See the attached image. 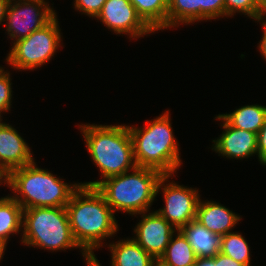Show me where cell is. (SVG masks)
Instances as JSON below:
<instances>
[{"label": "cell", "instance_id": "6da1fadb", "mask_svg": "<svg viewBox=\"0 0 266 266\" xmlns=\"http://www.w3.org/2000/svg\"><path fill=\"white\" fill-rule=\"evenodd\" d=\"M66 210L73 238L82 249L87 265L92 266L93 250L118 231L114 212L96 187L81 184L73 192Z\"/></svg>", "mask_w": 266, "mask_h": 266}, {"label": "cell", "instance_id": "7a4b0ae2", "mask_svg": "<svg viewBox=\"0 0 266 266\" xmlns=\"http://www.w3.org/2000/svg\"><path fill=\"white\" fill-rule=\"evenodd\" d=\"M163 174L157 170L136 167L132 173L109 177L105 180L80 183L96 187L105 197L113 212L118 210L130 215L148 212L156 195Z\"/></svg>", "mask_w": 266, "mask_h": 266}, {"label": "cell", "instance_id": "3957f363", "mask_svg": "<svg viewBox=\"0 0 266 266\" xmlns=\"http://www.w3.org/2000/svg\"><path fill=\"white\" fill-rule=\"evenodd\" d=\"M169 110L147 121L144 128L128 126L137 167L151 168L163 175H174L181 166L179 147L174 138Z\"/></svg>", "mask_w": 266, "mask_h": 266}, {"label": "cell", "instance_id": "277c9868", "mask_svg": "<svg viewBox=\"0 0 266 266\" xmlns=\"http://www.w3.org/2000/svg\"><path fill=\"white\" fill-rule=\"evenodd\" d=\"M87 151L103 180L137 167L128 125H79Z\"/></svg>", "mask_w": 266, "mask_h": 266}, {"label": "cell", "instance_id": "5b68a950", "mask_svg": "<svg viewBox=\"0 0 266 266\" xmlns=\"http://www.w3.org/2000/svg\"><path fill=\"white\" fill-rule=\"evenodd\" d=\"M5 184L10 187L23 209L33 207H66L73 192L80 186L67 184L48 170L36 166L33 161L13 169L6 175Z\"/></svg>", "mask_w": 266, "mask_h": 266}, {"label": "cell", "instance_id": "8992f818", "mask_svg": "<svg viewBox=\"0 0 266 266\" xmlns=\"http://www.w3.org/2000/svg\"><path fill=\"white\" fill-rule=\"evenodd\" d=\"M22 227L24 245L51 251L81 249L73 238L66 207L23 209Z\"/></svg>", "mask_w": 266, "mask_h": 266}, {"label": "cell", "instance_id": "52a82bcc", "mask_svg": "<svg viewBox=\"0 0 266 266\" xmlns=\"http://www.w3.org/2000/svg\"><path fill=\"white\" fill-rule=\"evenodd\" d=\"M61 34L57 15L28 37L16 40L6 58L14 69L34 70L50 61L60 47Z\"/></svg>", "mask_w": 266, "mask_h": 266}, {"label": "cell", "instance_id": "ba28073f", "mask_svg": "<svg viewBox=\"0 0 266 266\" xmlns=\"http://www.w3.org/2000/svg\"><path fill=\"white\" fill-rule=\"evenodd\" d=\"M171 175H163L157 186V194L163 191L165 206L156 210L175 229L180 230L190 221L196 219L199 203L198 190L169 182ZM169 182L166 184L164 182Z\"/></svg>", "mask_w": 266, "mask_h": 266}, {"label": "cell", "instance_id": "9c48e42d", "mask_svg": "<svg viewBox=\"0 0 266 266\" xmlns=\"http://www.w3.org/2000/svg\"><path fill=\"white\" fill-rule=\"evenodd\" d=\"M56 16L55 10L45 0H24L8 4L5 20L11 39L28 37Z\"/></svg>", "mask_w": 266, "mask_h": 266}, {"label": "cell", "instance_id": "30bf717a", "mask_svg": "<svg viewBox=\"0 0 266 266\" xmlns=\"http://www.w3.org/2000/svg\"><path fill=\"white\" fill-rule=\"evenodd\" d=\"M96 18L114 33H126L133 39L153 32L138 16L130 0H107Z\"/></svg>", "mask_w": 266, "mask_h": 266}, {"label": "cell", "instance_id": "8fae6325", "mask_svg": "<svg viewBox=\"0 0 266 266\" xmlns=\"http://www.w3.org/2000/svg\"><path fill=\"white\" fill-rule=\"evenodd\" d=\"M143 212L142 220L136 225L133 238L147 253L157 261L165 253L172 235L177 232L157 211Z\"/></svg>", "mask_w": 266, "mask_h": 266}, {"label": "cell", "instance_id": "7c38bea8", "mask_svg": "<svg viewBox=\"0 0 266 266\" xmlns=\"http://www.w3.org/2000/svg\"><path fill=\"white\" fill-rule=\"evenodd\" d=\"M225 16V0H168L167 28Z\"/></svg>", "mask_w": 266, "mask_h": 266}, {"label": "cell", "instance_id": "4fadbf2b", "mask_svg": "<svg viewBox=\"0 0 266 266\" xmlns=\"http://www.w3.org/2000/svg\"><path fill=\"white\" fill-rule=\"evenodd\" d=\"M215 119L223 121V132L214 142V151L228 158L243 159L257 154V134L231 126L220 114Z\"/></svg>", "mask_w": 266, "mask_h": 266}, {"label": "cell", "instance_id": "5bb4252c", "mask_svg": "<svg viewBox=\"0 0 266 266\" xmlns=\"http://www.w3.org/2000/svg\"><path fill=\"white\" fill-rule=\"evenodd\" d=\"M30 150L14 127L3 122L0 124V171L5 176L13 169L34 161Z\"/></svg>", "mask_w": 266, "mask_h": 266}, {"label": "cell", "instance_id": "9a60e30c", "mask_svg": "<svg viewBox=\"0 0 266 266\" xmlns=\"http://www.w3.org/2000/svg\"><path fill=\"white\" fill-rule=\"evenodd\" d=\"M240 219V216L219 203L199 200L196 220L213 233L226 235Z\"/></svg>", "mask_w": 266, "mask_h": 266}, {"label": "cell", "instance_id": "2e32d148", "mask_svg": "<svg viewBox=\"0 0 266 266\" xmlns=\"http://www.w3.org/2000/svg\"><path fill=\"white\" fill-rule=\"evenodd\" d=\"M111 266H157L158 261L147 253L133 238L117 241L109 245ZM92 266H101L95 256Z\"/></svg>", "mask_w": 266, "mask_h": 266}, {"label": "cell", "instance_id": "e0dca14e", "mask_svg": "<svg viewBox=\"0 0 266 266\" xmlns=\"http://www.w3.org/2000/svg\"><path fill=\"white\" fill-rule=\"evenodd\" d=\"M180 231L187 238L197 258H213L221 250V235L205 228L196 219L190 221Z\"/></svg>", "mask_w": 266, "mask_h": 266}, {"label": "cell", "instance_id": "ac0fdd59", "mask_svg": "<svg viewBox=\"0 0 266 266\" xmlns=\"http://www.w3.org/2000/svg\"><path fill=\"white\" fill-rule=\"evenodd\" d=\"M172 235L165 253L159 258V266H194L196 263V254L187 241L184 234L177 230L175 239Z\"/></svg>", "mask_w": 266, "mask_h": 266}, {"label": "cell", "instance_id": "d6986e66", "mask_svg": "<svg viewBox=\"0 0 266 266\" xmlns=\"http://www.w3.org/2000/svg\"><path fill=\"white\" fill-rule=\"evenodd\" d=\"M231 126L258 133L266 118V106L246 105L230 114H220Z\"/></svg>", "mask_w": 266, "mask_h": 266}, {"label": "cell", "instance_id": "ffe728a7", "mask_svg": "<svg viewBox=\"0 0 266 266\" xmlns=\"http://www.w3.org/2000/svg\"><path fill=\"white\" fill-rule=\"evenodd\" d=\"M130 2L153 33L167 29L168 0H130Z\"/></svg>", "mask_w": 266, "mask_h": 266}, {"label": "cell", "instance_id": "44dd1931", "mask_svg": "<svg viewBox=\"0 0 266 266\" xmlns=\"http://www.w3.org/2000/svg\"><path fill=\"white\" fill-rule=\"evenodd\" d=\"M23 208L11 196L0 198V241L7 245L10 235L22 231Z\"/></svg>", "mask_w": 266, "mask_h": 266}, {"label": "cell", "instance_id": "7402d4cb", "mask_svg": "<svg viewBox=\"0 0 266 266\" xmlns=\"http://www.w3.org/2000/svg\"><path fill=\"white\" fill-rule=\"evenodd\" d=\"M249 245L245 237L238 232H229L221 237L220 253L232 258L236 262H240L246 266H250Z\"/></svg>", "mask_w": 266, "mask_h": 266}, {"label": "cell", "instance_id": "603a6c76", "mask_svg": "<svg viewBox=\"0 0 266 266\" xmlns=\"http://www.w3.org/2000/svg\"><path fill=\"white\" fill-rule=\"evenodd\" d=\"M236 12H242L257 22L266 16L254 0H225V16L232 17Z\"/></svg>", "mask_w": 266, "mask_h": 266}, {"label": "cell", "instance_id": "cb8c5ba5", "mask_svg": "<svg viewBox=\"0 0 266 266\" xmlns=\"http://www.w3.org/2000/svg\"><path fill=\"white\" fill-rule=\"evenodd\" d=\"M11 78L9 72L0 67V114L10 110L12 99Z\"/></svg>", "mask_w": 266, "mask_h": 266}, {"label": "cell", "instance_id": "d4e9b609", "mask_svg": "<svg viewBox=\"0 0 266 266\" xmlns=\"http://www.w3.org/2000/svg\"><path fill=\"white\" fill-rule=\"evenodd\" d=\"M107 0H75V9L90 17H97Z\"/></svg>", "mask_w": 266, "mask_h": 266}, {"label": "cell", "instance_id": "484cf974", "mask_svg": "<svg viewBox=\"0 0 266 266\" xmlns=\"http://www.w3.org/2000/svg\"><path fill=\"white\" fill-rule=\"evenodd\" d=\"M194 266H246L240 262H236L232 258L218 253L213 258H197Z\"/></svg>", "mask_w": 266, "mask_h": 266}, {"label": "cell", "instance_id": "4316f807", "mask_svg": "<svg viewBox=\"0 0 266 266\" xmlns=\"http://www.w3.org/2000/svg\"><path fill=\"white\" fill-rule=\"evenodd\" d=\"M257 155L261 164L266 165V118L257 133Z\"/></svg>", "mask_w": 266, "mask_h": 266}, {"label": "cell", "instance_id": "83f0119b", "mask_svg": "<svg viewBox=\"0 0 266 266\" xmlns=\"http://www.w3.org/2000/svg\"><path fill=\"white\" fill-rule=\"evenodd\" d=\"M266 19V18H265ZM264 18H262L260 21H262L261 25L263 26V35H262V40L259 43V50H260V54H262L263 58H265L266 60V20H264Z\"/></svg>", "mask_w": 266, "mask_h": 266}, {"label": "cell", "instance_id": "f1b7e54d", "mask_svg": "<svg viewBox=\"0 0 266 266\" xmlns=\"http://www.w3.org/2000/svg\"><path fill=\"white\" fill-rule=\"evenodd\" d=\"M9 2L7 0H0V25L2 21L5 22L6 12Z\"/></svg>", "mask_w": 266, "mask_h": 266}, {"label": "cell", "instance_id": "f546056e", "mask_svg": "<svg viewBox=\"0 0 266 266\" xmlns=\"http://www.w3.org/2000/svg\"><path fill=\"white\" fill-rule=\"evenodd\" d=\"M254 2L266 14V0H254Z\"/></svg>", "mask_w": 266, "mask_h": 266}, {"label": "cell", "instance_id": "4dcf8cb0", "mask_svg": "<svg viewBox=\"0 0 266 266\" xmlns=\"http://www.w3.org/2000/svg\"><path fill=\"white\" fill-rule=\"evenodd\" d=\"M6 244L3 243L2 241H0V260L3 258V253L5 251V248H6Z\"/></svg>", "mask_w": 266, "mask_h": 266}, {"label": "cell", "instance_id": "1f68e13d", "mask_svg": "<svg viewBox=\"0 0 266 266\" xmlns=\"http://www.w3.org/2000/svg\"><path fill=\"white\" fill-rule=\"evenodd\" d=\"M5 181H6V176L0 171V185L3 183L5 184Z\"/></svg>", "mask_w": 266, "mask_h": 266}, {"label": "cell", "instance_id": "d6a6232c", "mask_svg": "<svg viewBox=\"0 0 266 266\" xmlns=\"http://www.w3.org/2000/svg\"><path fill=\"white\" fill-rule=\"evenodd\" d=\"M9 3H11V2H17V1H24V0H7Z\"/></svg>", "mask_w": 266, "mask_h": 266}]
</instances>
